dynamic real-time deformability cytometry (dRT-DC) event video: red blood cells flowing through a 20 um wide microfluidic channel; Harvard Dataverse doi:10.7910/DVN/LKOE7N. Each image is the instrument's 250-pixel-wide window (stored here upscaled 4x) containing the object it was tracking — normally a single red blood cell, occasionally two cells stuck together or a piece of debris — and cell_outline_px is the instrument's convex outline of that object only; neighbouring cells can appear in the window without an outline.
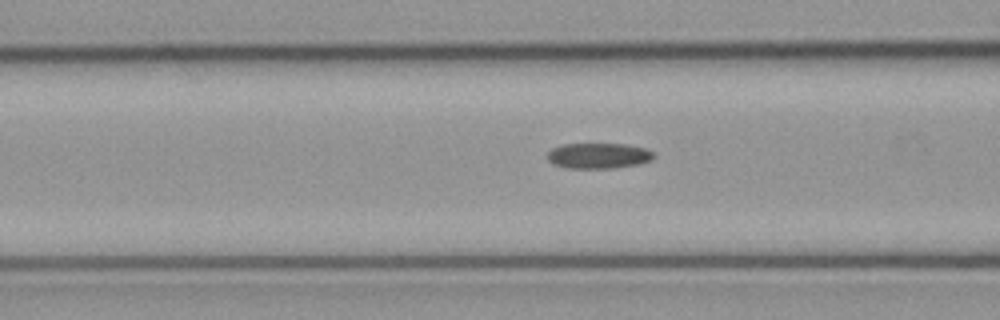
{"species": "common noctule bat (a hibernating species)", "species_latin": "Nyctalus noctula", "temperature_condition": "cold", "stored_images_in_passage": 9, "camera_frame_rate_fps": 3000, "um_per_image_px": 0.085, "animal": {"sex": "male", "body_mass_g": 23.1, "forearm_length_mm": 52.7}, "frame": {"image": 1, "passage_image": 7, "time_ms": 2.0, "image_size_px": [1000, 320], "cell_outline_px": [[656, 156], [652, 160], [636, 164], [612, 168], [568, 168], [552, 164], [548, 160], [548, 152], [552, 148], [564, 144], [624, 144], [644, 148], [652, 152]], "centroid_in_image_um": [50.85, 13.24], "position_along_channel_um": 115.7, "area_um2": 15.72}}